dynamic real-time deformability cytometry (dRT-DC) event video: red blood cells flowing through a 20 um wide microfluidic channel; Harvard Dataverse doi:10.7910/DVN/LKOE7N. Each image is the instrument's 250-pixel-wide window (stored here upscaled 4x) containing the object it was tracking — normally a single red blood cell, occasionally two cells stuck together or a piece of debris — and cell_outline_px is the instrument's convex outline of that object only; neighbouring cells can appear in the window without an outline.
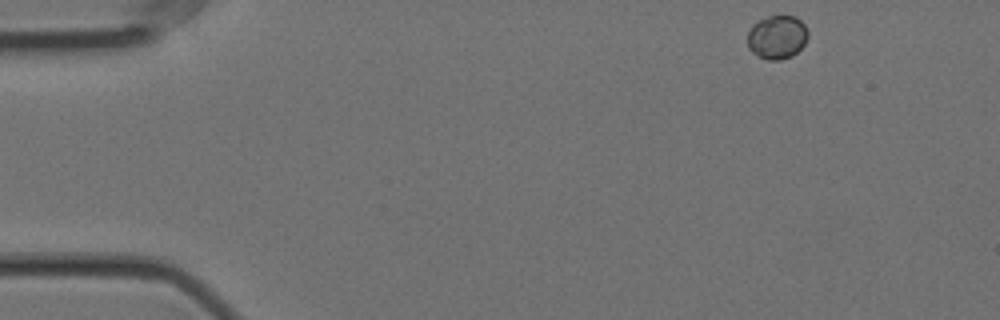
{"species": "Egyptian fruit bat (a non-hibernating species)", "species_latin": "Rousettus aegyptiacus", "temperature_condition": "cold", "stored_images_in_passage": 52, "camera_frame_rate_fps": 3000, "um_per_image_px": 0.085, "animal": {"sex": "female"}, "frame": {"image": 1, "passage_image": 1, "time_ms": 0.0, "image_size_px": [1000, 320], "cell_outline_px": [[808, 36], [804, 44], [792, 56], [780, 60], [768, 60], [752, 52], [748, 48], [748, 32], [752, 24], [768, 16], [796, 16], [804, 24], [808, 32]], "centroid_in_image_um": [66.05, 3.15], "position_along_channel_um": 19.0, "area_um2": 15.32}}
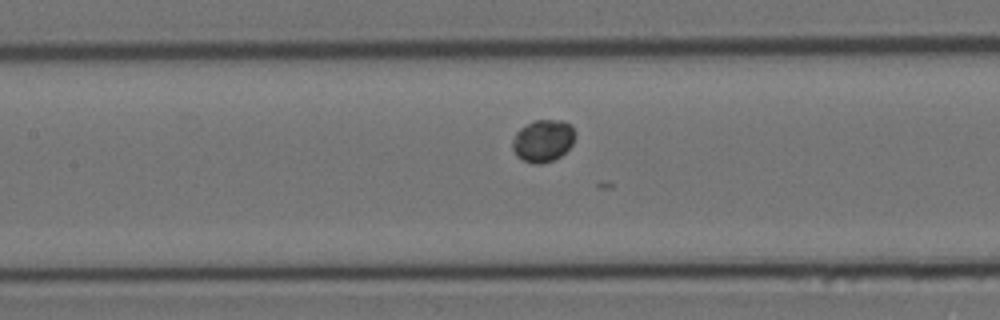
{"frame": {"image": 2, "passage_image": 21, "time_ms": 6.667, "image_size_px": [1000, 320], "cell_outline_px": [[576, 136], [572, 144], [560, 156], [552, 160], [540, 164], [532, 164], [516, 156], [512, 148], [512, 140], [516, 132], [520, 128], [536, 120], [564, 120], [572, 124], [576, 132]], "centroid_in_image_um": [46.17, 11.95], "position_along_channel_um": 161.2, "area_um2": 15.55}}
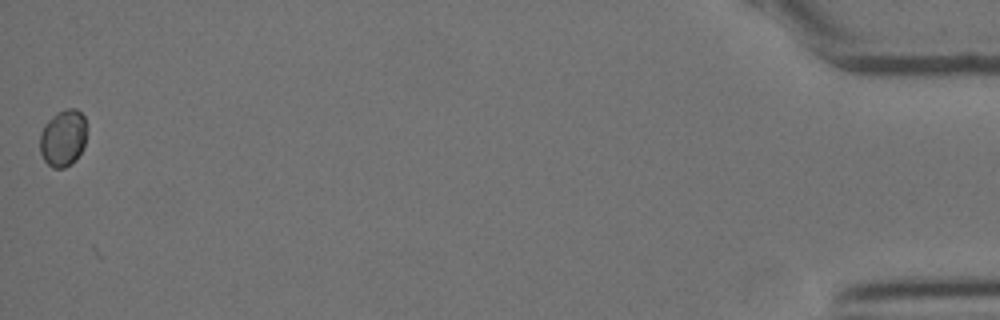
{"frame": {"image": 3, "passage_image": 52, "time_ms": 17.0, "image_size_px": [1000, 320], "cell_outline_px": [[84, 148], [76, 160], [72, 164], [64, 168], [52, 168], [44, 160], [40, 152], [40, 132], [44, 124], [56, 112], [68, 108], [76, 108], [84, 116]], "centroid_in_image_um": [5.33, 11.75], "position_along_channel_um": 429.9, "area_um2": 15.55}}